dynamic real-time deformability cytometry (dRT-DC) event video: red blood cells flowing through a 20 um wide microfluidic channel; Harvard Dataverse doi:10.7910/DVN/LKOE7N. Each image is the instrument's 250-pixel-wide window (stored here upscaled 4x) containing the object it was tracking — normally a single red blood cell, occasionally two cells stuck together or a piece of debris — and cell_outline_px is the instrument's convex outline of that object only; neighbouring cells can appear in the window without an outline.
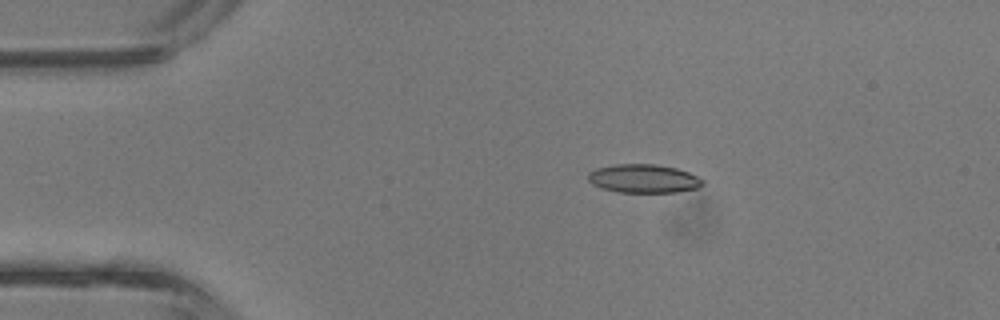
{"species": "common noctule bat (a hibernating species)", "species_latin": "Nyctalus noctula", "temperature_condition": "room temperature", "stored_images_in_passage": 4, "camera_frame_rate_fps": 3000, "um_per_image_px": 0.085, "animal": {"sex": "male", "body_mass_g": 13.3}, "frame": {"image": 1, "passage_image": 3, "time_ms": 0.667, "image_size_px": [1000, 320], "cell_outline_px": [[704, 184], [696, 188], [676, 192], [620, 192], [600, 188], [592, 184], [588, 180], [588, 172], [596, 168], [616, 164], [656, 164], [676, 168], [688, 172], [704, 180]], "centroid_in_image_um": [54.68, 15.17], "position_along_channel_um": 30.3, "area_um2": 19.07}}